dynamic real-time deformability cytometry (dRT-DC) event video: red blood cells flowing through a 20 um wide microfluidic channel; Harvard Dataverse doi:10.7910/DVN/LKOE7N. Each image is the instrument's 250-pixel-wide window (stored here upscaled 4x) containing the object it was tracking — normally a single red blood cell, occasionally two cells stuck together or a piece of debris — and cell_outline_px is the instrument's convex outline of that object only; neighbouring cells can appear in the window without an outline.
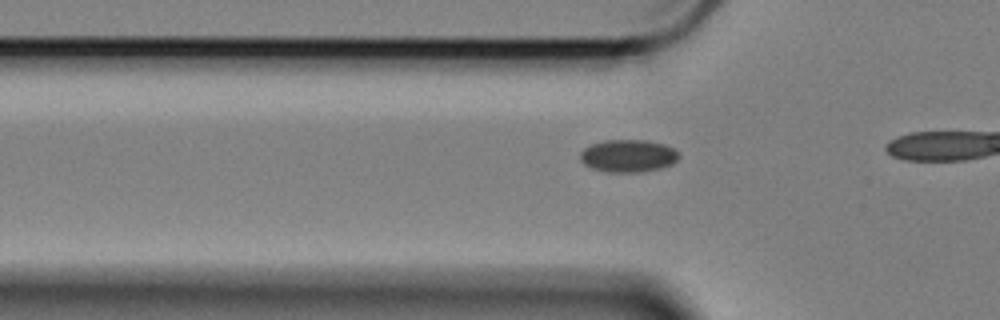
{"species": "Egyptian fruit bat (a non-hibernating species)", "species_latin": "Rousettus aegyptiacus", "temperature_condition": "cold", "stored_images_in_passage": 5, "camera_frame_rate_fps": 3000, "um_per_image_px": 0.085, "animal": {"sex": "female"}, "frame": {"image": 1, "passage_image": 2, "time_ms": 0.333, "image_size_px": [1000, 320], "cell_outline_px": [[680, 156], [672, 164], [660, 168], [640, 172], [608, 172], [592, 168], [584, 164], [580, 160], [580, 152], [584, 148], [592, 144], [604, 140], [648, 140], [664, 144], [680, 152]], "centroid_in_image_um": [53.4, 13.24], "position_along_channel_um": 72.4, "area_um2": 18.79}}